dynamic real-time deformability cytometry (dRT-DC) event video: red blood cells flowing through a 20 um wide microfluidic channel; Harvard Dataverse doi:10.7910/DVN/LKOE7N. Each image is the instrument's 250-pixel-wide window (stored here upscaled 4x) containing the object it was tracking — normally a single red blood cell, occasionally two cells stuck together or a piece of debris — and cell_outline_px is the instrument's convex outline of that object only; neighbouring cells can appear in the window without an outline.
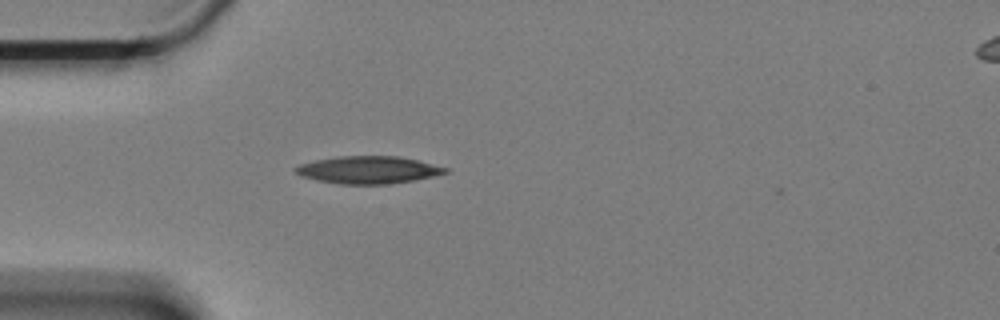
{"species": "Egyptian fruit bat (a non-hibernating species)", "species_latin": "Rousettus aegyptiacus", "temperature_condition": "cold", "stored_images_in_passage": 37, "camera_frame_rate_fps": 3000, "um_per_image_px": 0.085, "animal": {"sex": "female"}, "frame": {"image": 1, "passage_image": 2, "time_ms": 0.333, "image_size_px": [1000, 320], "cell_outline_px": [[448, 172], [416, 180], [388, 184], [340, 184], [316, 180], [304, 176], [296, 172], [292, 168], [300, 164], [316, 160], [336, 156], [396, 156], [416, 160], [448, 168]], "centroid_in_image_um": [31.28, 14.44], "position_along_channel_um": 53.7, "area_um2": 23.76}}
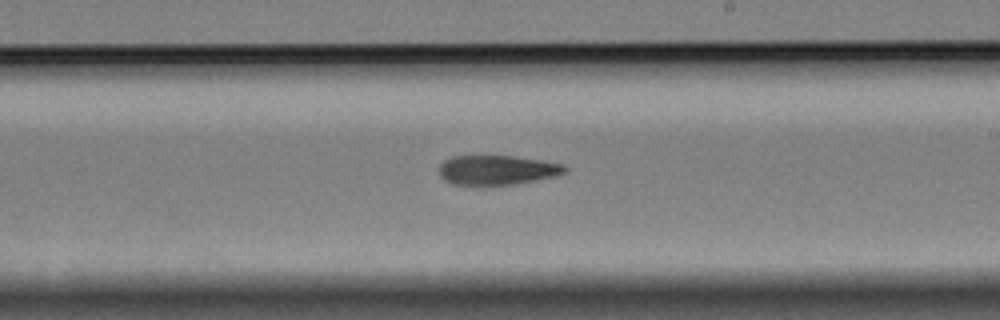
{"frame": {"image": 2, "passage_image": 20, "time_ms": 6.333, "image_size_px": [1000, 320], "cell_outline_px": [[568, 172], [556, 176], [512, 184], [452, 184], [444, 180], [440, 176], [440, 164], [444, 160], [452, 156], [512, 156], [544, 160], [564, 164], [568, 168]], "centroid_in_image_um": [42.29, 14.43], "position_along_channel_um": 246.7, "area_um2": 21.56}}
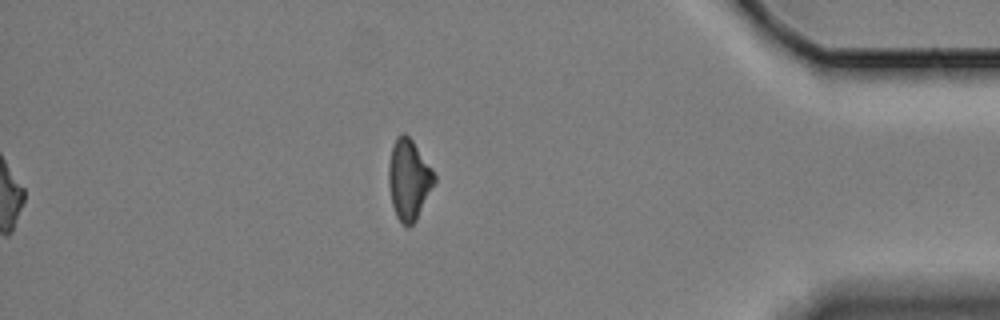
{"frame": {"image": 3, "passage_image": 37, "time_ms": 12.0, "image_size_px": [1000, 320], "cell_outline_px": [[436, 180], [416, 220], [412, 224], [404, 224], [396, 216], [392, 204], [388, 184], [388, 164], [392, 148], [396, 136], [404, 132], [412, 140], [432, 168], [436, 176]], "centroid_in_image_um": [34.74, 15.23], "position_along_channel_um": 400.5, "area_um2": 21.21}, "authors_computed_cell_mechanics": {"area_um2": 22.7732, "velocity_mm_per_s": 3.3345, "shape_relaxation_time_tau1_ms": 4.1207, "shape_relaxation_time_tau2_ms": null, "deformation_change_tau1": 0.1457, "deformation_change_tau2": null}}